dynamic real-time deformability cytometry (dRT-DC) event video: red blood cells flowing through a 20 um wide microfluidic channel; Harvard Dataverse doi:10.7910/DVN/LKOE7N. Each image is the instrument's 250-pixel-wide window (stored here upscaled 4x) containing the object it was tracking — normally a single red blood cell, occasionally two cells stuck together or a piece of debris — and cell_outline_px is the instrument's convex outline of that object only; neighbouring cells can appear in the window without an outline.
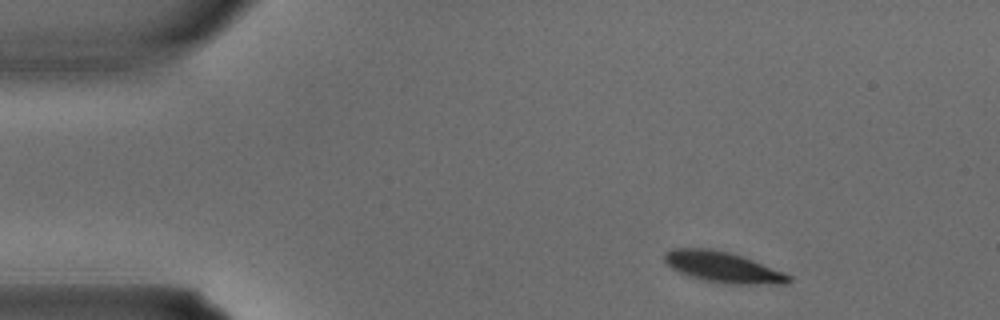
{"species": "common noctule bat (a hibernating species)", "species_latin": "Nyctalus noctula", "temperature_condition": "warm", "stored_images_in_passage": 2, "camera_frame_rate_fps": 3000, "um_per_image_px": 0.085, "animal": {"sex": "male", "body_mass_g": 15.6}, "frame": {"image": 1, "passage_image": 1, "time_ms": 0.0, "image_size_px": [1000, 320], "cell_outline_px": [[792, 280], [788, 284], [728, 284], [704, 280], [680, 272], [672, 268], [664, 260], [664, 252], [672, 248], [708, 248], [728, 252], [752, 260], [784, 272], [792, 276]], "centroid_in_image_um": [61.46, 22.71], "position_along_channel_um": 23.5, "area_um2": 22.08}}